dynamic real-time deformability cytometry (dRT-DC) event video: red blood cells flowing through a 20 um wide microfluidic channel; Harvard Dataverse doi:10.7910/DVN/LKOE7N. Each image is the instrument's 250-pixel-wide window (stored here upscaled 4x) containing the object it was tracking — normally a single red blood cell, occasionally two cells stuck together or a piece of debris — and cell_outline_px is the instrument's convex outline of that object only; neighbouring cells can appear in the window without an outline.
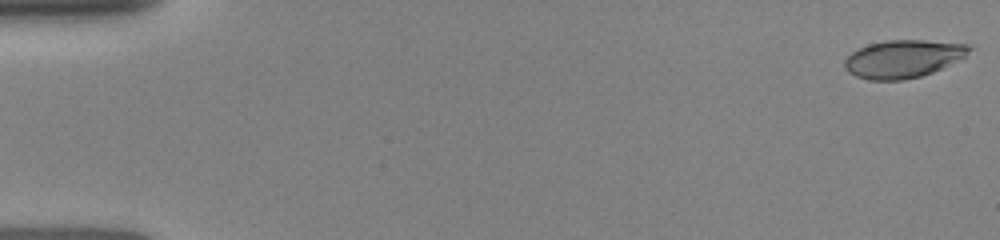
{"species": "human", "species_latin": "Homo sapiens", "temperature_condition": "room temperature", "stored_images_in_passage": 24, "camera_frame_rate_fps": 3000, "um_per_image_px": 0.085, "donor": {"sex": "female"}, "frame": {"image": 1, "passage_image": 1, "time_ms": 0.0, "image_size_px": [1000, 240], "cell_outline_px": [[972, 48], [964, 56], [932, 72], [920, 76], [904, 80], [868, 80], [856, 76], [848, 72], [844, 68], [844, 60], [852, 52], [868, 44], [884, 40], [924, 40], [968, 44]], "centroid_in_image_um": [76.71, 5.0], "position_along_channel_um": 8.3, "area_um2": 27.22}}
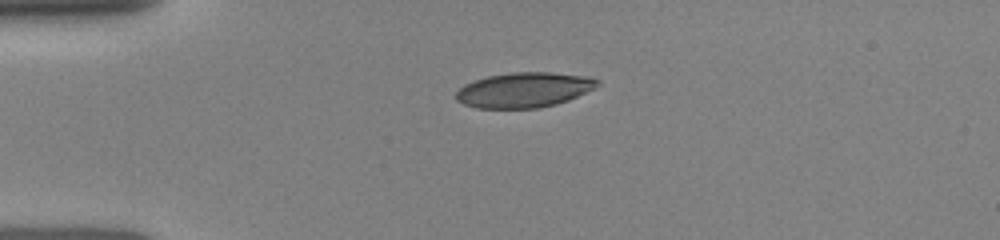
{"frame": {"image": 2, "passage_image": 12, "time_ms": 3.667, "image_size_px": [1000, 240], "cell_outline_px": [[600, 84], [596, 88], [568, 100], [556, 104], [540, 108], [476, 108], [464, 104], [456, 100], [456, 92], [464, 84], [488, 76], [516, 72], [548, 72], [588, 76], [600, 80]], "centroid_in_image_um": [44.58, 7.64], "position_along_channel_um": 40.4, "area_um2": 28.9}}
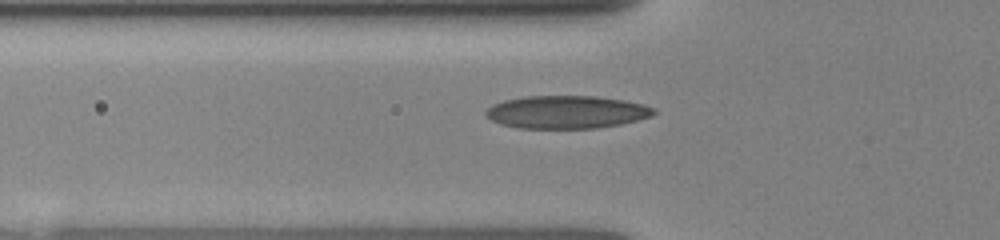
{"frame": {"image": 3, "passage_image": 20, "time_ms": 5.333, "image_size_px": [1000, 240], "cell_outline_px": [[656, 112], [652, 116], [620, 124], [596, 128], [516, 128], [500, 124], [492, 120], [484, 112], [492, 104], [504, 100], [524, 96], [596, 96], [624, 100], [644, 104], [656, 108]], "centroid_in_image_um": [48.16, 9.52], "position_along_channel_um": 77.6, "area_um2": 32.25}}